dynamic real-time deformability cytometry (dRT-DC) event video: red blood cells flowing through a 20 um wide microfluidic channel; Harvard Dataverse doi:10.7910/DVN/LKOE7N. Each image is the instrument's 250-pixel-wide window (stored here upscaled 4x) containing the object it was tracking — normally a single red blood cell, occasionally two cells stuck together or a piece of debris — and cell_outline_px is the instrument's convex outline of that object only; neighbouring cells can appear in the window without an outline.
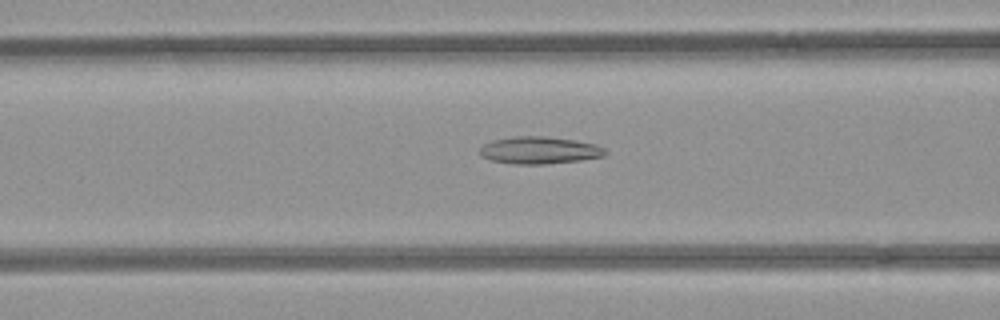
{"species": "common noctule bat (a hibernating species)", "species_latin": "Nyctalus noctula", "temperature_condition": "room temperature", "stored_images_in_passage": 44, "camera_frame_rate_fps": 3000, "um_per_image_px": 0.085, "animal": {"sex": "female", "body_mass_g": 21.9}, "frame": {"image": 1, "passage_image": 12, "time_ms": 3.667, "image_size_px": [1000, 320], "cell_outline_px": [[608, 152], [604, 156], [580, 160], [544, 164], [512, 164], [492, 160], [480, 156], [480, 148], [484, 144], [492, 140], [512, 136], [544, 136], [576, 140], [596, 144], [604, 148]], "centroid_in_image_um": [45.85, 12.76], "position_along_channel_um": 120.8, "area_um2": 20.0}}
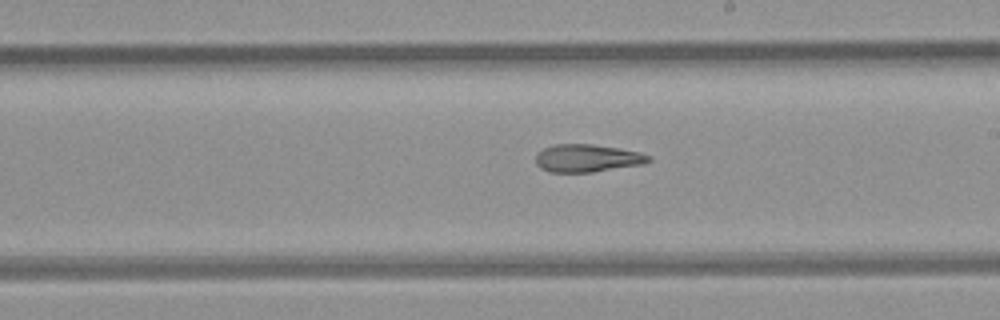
{"frame": {"image": 2, "passage_image": 21, "time_ms": 6.667, "image_size_px": [1000, 320], "cell_outline_px": [[652, 160], [644, 164], [592, 172], [548, 172], [540, 168], [536, 164], [536, 152], [552, 144], [592, 144], [640, 152], [652, 156]], "centroid_in_image_um": [49.9, 13.44], "position_along_channel_um": 239.1, "area_um2": 18.38}}
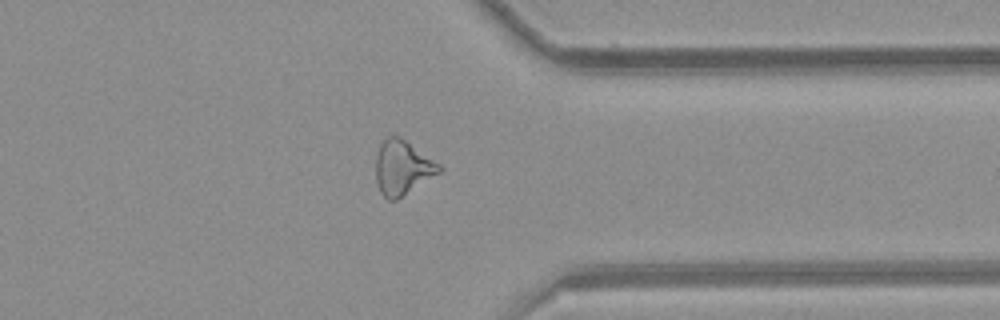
{"frame": {"image": 3, "passage_image": 32, "time_ms": 10.333, "image_size_px": [1000, 320], "cell_outline_px": [[444, 168], [440, 172], [396, 200], [388, 200], [380, 192], [376, 180], [376, 156], [380, 144], [388, 136], [400, 136], [440, 164]], "centroid_in_image_um": [34.2, 14.24], "position_along_channel_um": 377.2, "area_um2": 19.94}, "authors_computed_cell_mechanics": {"area_um2": 19.9699, "velocity_mm_per_s": 3.9458, "shape_relaxation_time_tau1_ms": null, "shape_relaxation_time_tau2_ms": 5.8026, "deformation_change_tau1": null, "deformation_change_tau2": 0.1837}}